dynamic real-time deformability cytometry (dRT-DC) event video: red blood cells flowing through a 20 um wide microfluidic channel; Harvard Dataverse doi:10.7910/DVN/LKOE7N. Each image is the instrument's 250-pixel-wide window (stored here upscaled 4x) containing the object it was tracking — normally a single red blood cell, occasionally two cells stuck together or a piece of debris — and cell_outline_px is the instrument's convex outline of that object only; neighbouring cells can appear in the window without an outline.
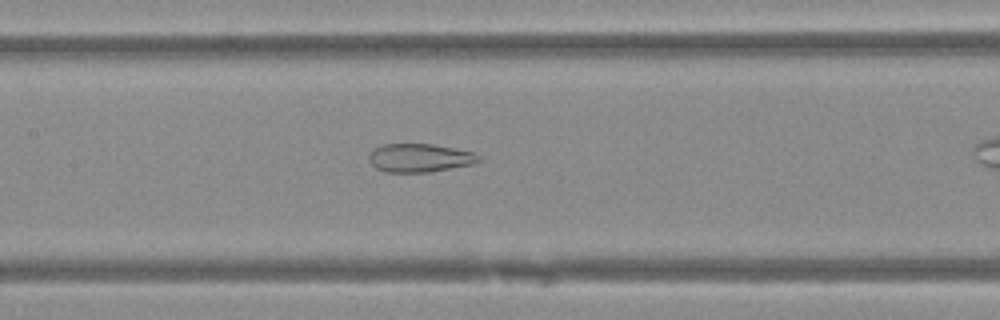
{"species": "Egyptian fruit bat (a non-hibernating species)", "species_latin": "Rousettus aegyptiacus", "temperature_condition": "warm", "stored_images_in_passage": 35, "camera_frame_rate_fps": 3000, "um_per_image_px": 0.085, "animal": {"sex": "female"}, "frame": {"image": 1, "passage_image": 18, "time_ms": 5.667, "image_size_px": [1000, 320], "cell_outline_px": [[484, 160], [472, 164], [428, 172], [384, 172], [376, 168], [372, 164], [368, 156], [372, 148], [384, 144], [432, 144], [476, 152]], "centroid_in_image_um": [35.69, 13.41], "position_along_channel_um": 171.7, "area_um2": 18.32}}
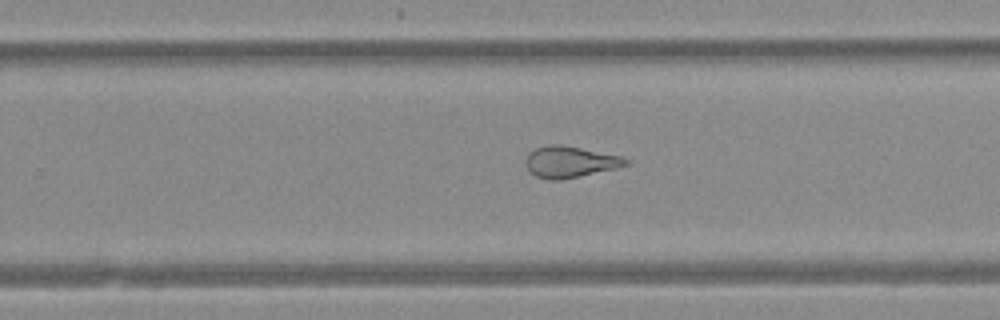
{"frame": {"image": 2, "passage_image": 26, "time_ms": 8.333, "image_size_px": [1000, 320], "cell_outline_px": [[628, 164], [612, 168], [560, 180], [552, 180], [536, 176], [524, 164], [524, 160], [528, 152], [536, 148], [548, 144], [560, 144], [620, 156], [628, 160]], "centroid_in_image_um": [48.35, 13.74], "position_along_channel_um": 281.4, "area_um2": 17.8}}
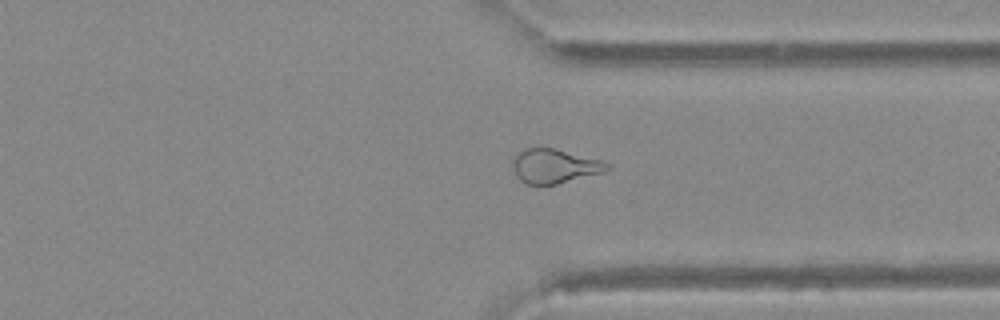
{"frame": {"image": 3, "passage_image": 32, "time_ms": 10.333, "image_size_px": [1000, 320], "cell_outline_px": [[612, 168], [604, 172], [540, 188], [528, 184], [520, 180], [512, 164], [512, 160], [524, 148], [552, 148], [600, 160], [608, 164]], "centroid_in_image_um": [47.12, 14.16], "position_along_channel_um": 364.3, "area_um2": 18.79}}